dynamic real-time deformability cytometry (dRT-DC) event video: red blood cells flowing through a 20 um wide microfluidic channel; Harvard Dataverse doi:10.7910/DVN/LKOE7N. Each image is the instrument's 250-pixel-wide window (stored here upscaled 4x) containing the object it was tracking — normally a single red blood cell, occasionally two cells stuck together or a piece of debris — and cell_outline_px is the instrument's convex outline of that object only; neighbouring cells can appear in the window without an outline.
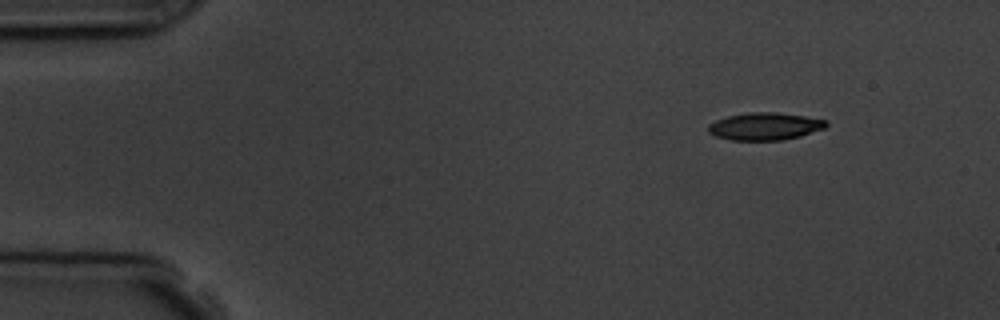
{"species": "common noctule bat (a hibernating species)", "species_latin": "Nyctalus noctula", "temperature_condition": "room temperature", "stored_images_in_passage": 9, "camera_frame_rate_fps": 3000, "um_per_image_px": 0.085, "animal": {"sex": "male", "body_mass_g": 19.5, "forearm_length_mm": 54.6}, "frame": {"image": 1, "passage_image": 1, "time_ms": 0.0, "image_size_px": [1000, 320], "cell_outline_px": [[828, 124], [824, 128], [800, 136], [784, 140], [732, 140], [716, 136], [708, 132], [708, 124], [716, 120], [728, 116], [752, 112], [776, 112], [804, 116], [828, 120]], "centroid_in_image_um": [65.02, 10.74], "position_along_channel_um": 20.0, "area_um2": 18.79}}
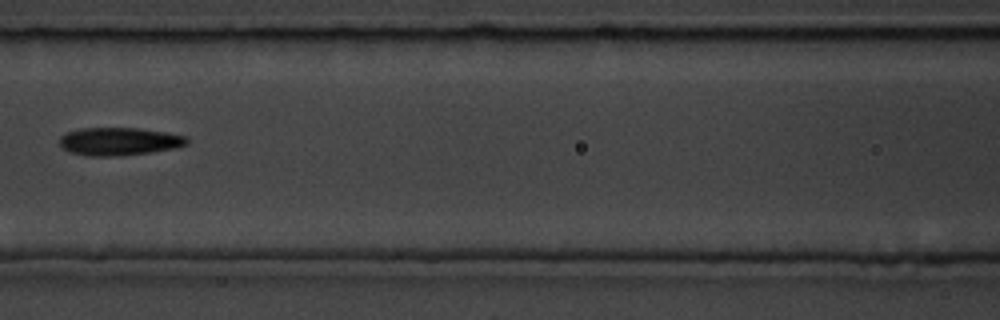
{"frame": {"image": 2, "passage_image": 6, "time_ms": 6.0, "image_size_px": [1000, 320], "cell_outline_px": [[188, 144], [176, 148], [120, 156], [88, 156], [68, 152], [60, 144], [60, 136], [68, 132], [84, 128], [136, 128], [164, 132], [188, 136]], "centroid_in_image_um": [10.14, 12.02], "position_along_channel_um": 156.5, "area_um2": 20.63}}
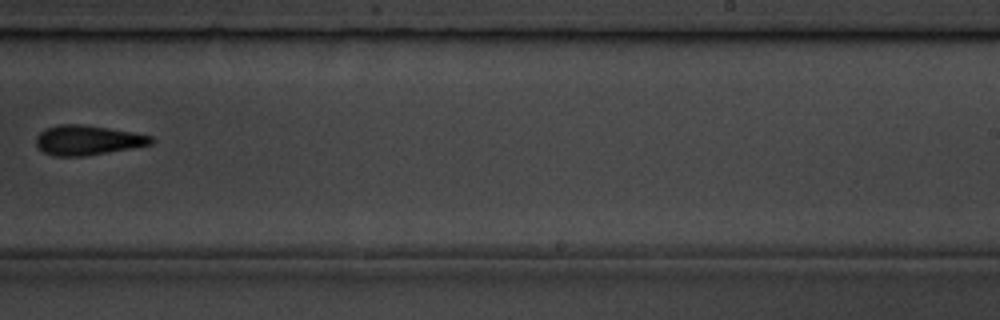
{"frame": {"image": 3, "passage_image": 9, "time_ms": 9.333, "image_size_px": [1000, 320], "cell_outline_px": [[156, 140], [152, 144], [108, 152], [84, 156], [52, 156], [44, 152], [36, 144], [36, 136], [40, 132], [48, 128], [60, 124], [80, 124], [108, 128], [132, 132], [152, 136]], "centroid_in_image_um": [7.45, 11.91], "position_along_channel_um": 281.5, "area_um2": 19.77}}